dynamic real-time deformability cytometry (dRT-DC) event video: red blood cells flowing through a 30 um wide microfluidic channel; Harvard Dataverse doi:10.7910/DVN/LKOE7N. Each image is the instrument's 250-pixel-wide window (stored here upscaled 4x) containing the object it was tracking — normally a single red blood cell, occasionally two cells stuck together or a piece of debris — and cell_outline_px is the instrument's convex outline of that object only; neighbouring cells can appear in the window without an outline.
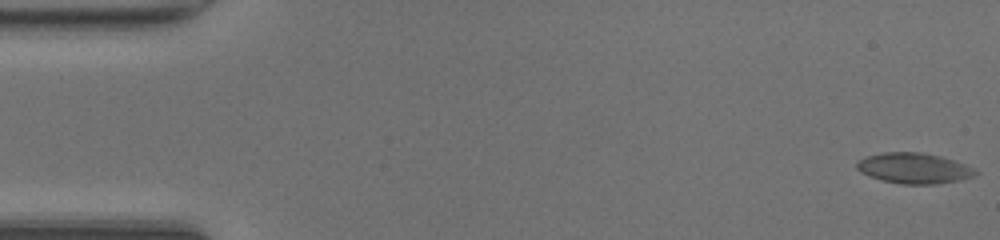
{"species": "common noctule bat (a hibernating species)", "species_latin": "Nyctalus noctula", "temperature_condition": "room temperature", "stored_images_in_passage": 48, "camera_frame_rate_fps": 3000, "um_per_image_px": 0.085, "animal": {"sex": "female", "body_mass_g": 20.0, "forearm_length_mm": 54.0}, "frame": {"image": 1, "passage_image": 1, "time_ms": 0.0, "image_size_px": [1000, 240], "cell_outline_px": [[980, 172], [976, 176], [960, 180], [936, 184], [900, 184], [880, 180], [868, 176], [860, 172], [856, 168], [856, 160], [864, 156], [884, 152], [920, 152], [940, 156], [964, 164]], "centroid_in_image_um": [77.64, 14.3], "position_along_channel_um": 7.4, "area_um2": 21.39}}
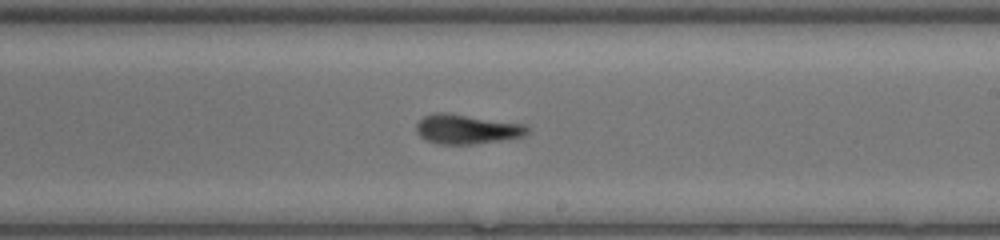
{"frame": {"image": 2, "passage_image": 28, "time_ms": 9.0, "image_size_px": [1000, 240], "cell_outline_px": [[528, 132], [524, 136], [500, 140], [472, 144], [440, 144], [428, 140], [420, 136], [416, 132], [416, 124], [424, 116], [436, 112], [448, 112], [524, 124], [528, 128]], "centroid_in_image_um": [39.65, 10.96], "position_along_channel_um": 249.3, "area_um2": 19.02}}
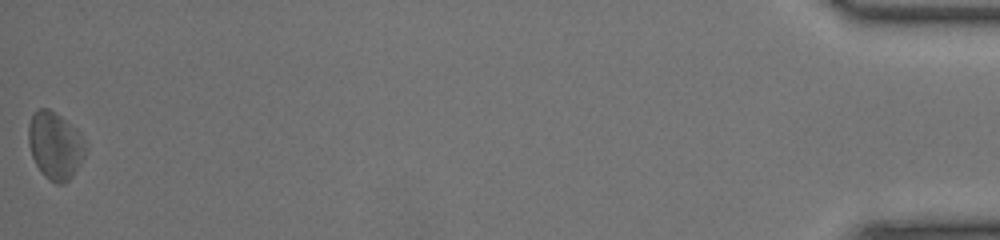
{"frame": {"image": 3, "passage_image": 48, "time_ms": 15.667, "image_size_px": [1000, 240], "cell_outline_px": [[88, 148], [80, 164], [72, 176], [64, 184], [56, 184], [48, 180], [40, 172], [32, 156], [28, 144], [28, 124], [32, 116], [40, 108], [48, 108], [56, 112], [76, 128], [80, 132]], "centroid_in_image_um": [4.7, 12.38], "position_along_channel_um": 430.5, "area_um2": 22.66}, "authors_computed_cell_mechanics": {"area_um2": 19.5075, "velocity_mm_per_s": 4.2789, "shape_relaxation_time_tau1_ms": 3.0493, "shape_relaxation_time_tau2_ms": 3.0275, "deformation_change_tau1": 0.1291, "deformation_change_tau2": 0.1307}}